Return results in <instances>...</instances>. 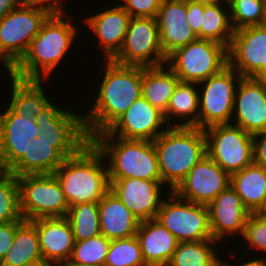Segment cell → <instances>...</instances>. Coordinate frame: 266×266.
Returning a JSON list of instances; mask_svg holds the SVG:
<instances>
[{
  "instance_id": "6da1fadb",
  "label": "cell",
  "mask_w": 266,
  "mask_h": 266,
  "mask_svg": "<svg viewBox=\"0 0 266 266\" xmlns=\"http://www.w3.org/2000/svg\"><path fill=\"white\" fill-rule=\"evenodd\" d=\"M106 66L101 83L95 88V103L83 114V125L89 141L107 131L141 96L142 66L104 61Z\"/></svg>"
},
{
  "instance_id": "7a4b0ae2",
  "label": "cell",
  "mask_w": 266,
  "mask_h": 266,
  "mask_svg": "<svg viewBox=\"0 0 266 266\" xmlns=\"http://www.w3.org/2000/svg\"><path fill=\"white\" fill-rule=\"evenodd\" d=\"M72 20V16L66 12L51 13L25 55L8 73L24 80L48 79L77 39L79 32Z\"/></svg>"
},
{
  "instance_id": "3957f363",
  "label": "cell",
  "mask_w": 266,
  "mask_h": 266,
  "mask_svg": "<svg viewBox=\"0 0 266 266\" xmlns=\"http://www.w3.org/2000/svg\"><path fill=\"white\" fill-rule=\"evenodd\" d=\"M105 164L103 154L89 141L57 168L53 174L60 182L69 207L101 201L110 190Z\"/></svg>"
},
{
  "instance_id": "277c9868",
  "label": "cell",
  "mask_w": 266,
  "mask_h": 266,
  "mask_svg": "<svg viewBox=\"0 0 266 266\" xmlns=\"http://www.w3.org/2000/svg\"><path fill=\"white\" fill-rule=\"evenodd\" d=\"M153 144L162 183L170 191L207 154L205 131L198 127H168Z\"/></svg>"
},
{
  "instance_id": "5b68a950",
  "label": "cell",
  "mask_w": 266,
  "mask_h": 266,
  "mask_svg": "<svg viewBox=\"0 0 266 266\" xmlns=\"http://www.w3.org/2000/svg\"><path fill=\"white\" fill-rule=\"evenodd\" d=\"M90 141L107 158L108 179L162 181L153 141L116 136H94Z\"/></svg>"
},
{
  "instance_id": "8992f818",
  "label": "cell",
  "mask_w": 266,
  "mask_h": 266,
  "mask_svg": "<svg viewBox=\"0 0 266 266\" xmlns=\"http://www.w3.org/2000/svg\"><path fill=\"white\" fill-rule=\"evenodd\" d=\"M51 12L32 0H23L0 20V62L9 72L25 55Z\"/></svg>"
},
{
  "instance_id": "52a82bcc",
  "label": "cell",
  "mask_w": 266,
  "mask_h": 266,
  "mask_svg": "<svg viewBox=\"0 0 266 266\" xmlns=\"http://www.w3.org/2000/svg\"><path fill=\"white\" fill-rule=\"evenodd\" d=\"M166 65L181 82L200 83L229 65L228 48L211 40L196 39L171 53Z\"/></svg>"
},
{
  "instance_id": "ba28073f",
  "label": "cell",
  "mask_w": 266,
  "mask_h": 266,
  "mask_svg": "<svg viewBox=\"0 0 266 266\" xmlns=\"http://www.w3.org/2000/svg\"><path fill=\"white\" fill-rule=\"evenodd\" d=\"M17 180L23 220L67 216L70 207L54 174L22 175Z\"/></svg>"
},
{
  "instance_id": "9c48e42d",
  "label": "cell",
  "mask_w": 266,
  "mask_h": 266,
  "mask_svg": "<svg viewBox=\"0 0 266 266\" xmlns=\"http://www.w3.org/2000/svg\"><path fill=\"white\" fill-rule=\"evenodd\" d=\"M241 77L228 65L218 74L198 83L200 90L198 128L231 124L236 89Z\"/></svg>"
},
{
  "instance_id": "30bf717a",
  "label": "cell",
  "mask_w": 266,
  "mask_h": 266,
  "mask_svg": "<svg viewBox=\"0 0 266 266\" xmlns=\"http://www.w3.org/2000/svg\"><path fill=\"white\" fill-rule=\"evenodd\" d=\"M207 155L229 175L253 163V135L233 124L204 129Z\"/></svg>"
},
{
  "instance_id": "8fae6325",
  "label": "cell",
  "mask_w": 266,
  "mask_h": 266,
  "mask_svg": "<svg viewBox=\"0 0 266 266\" xmlns=\"http://www.w3.org/2000/svg\"><path fill=\"white\" fill-rule=\"evenodd\" d=\"M169 192V199L163 198L156 219L179 242L214 240L210 230L208 207L183 200L173 191Z\"/></svg>"
},
{
  "instance_id": "7c38bea8",
  "label": "cell",
  "mask_w": 266,
  "mask_h": 266,
  "mask_svg": "<svg viewBox=\"0 0 266 266\" xmlns=\"http://www.w3.org/2000/svg\"><path fill=\"white\" fill-rule=\"evenodd\" d=\"M117 64L156 67L166 65L156 18H131L123 45L111 59Z\"/></svg>"
},
{
  "instance_id": "4fadbf2b",
  "label": "cell",
  "mask_w": 266,
  "mask_h": 266,
  "mask_svg": "<svg viewBox=\"0 0 266 266\" xmlns=\"http://www.w3.org/2000/svg\"><path fill=\"white\" fill-rule=\"evenodd\" d=\"M87 142L89 139H49L39 134L29 141L23 157L8 172L16 177L53 174Z\"/></svg>"
},
{
  "instance_id": "5bb4252c",
  "label": "cell",
  "mask_w": 266,
  "mask_h": 266,
  "mask_svg": "<svg viewBox=\"0 0 266 266\" xmlns=\"http://www.w3.org/2000/svg\"><path fill=\"white\" fill-rule=\"evenodd\" d=\"M168 127L164 113L141 95L107 131L95 136L154 141Z\"/></svg>"
},
{
  "instance_id": "9a60e30c",
  "label": "cell",
  "mask_w": 266,
  "mask_h": 266,
  "mask_svg": "<svg viewBox=\"0 0 266 266\" xmlns=\"http://www.w3.org/2000/svg\"><path fill=\"white\" fill-rule=\"evenodd\" d=\"M230 185V175L207 154L173 191L179 198L208 206Z\"/></svg>"
},
{
  "instance_id": "2e32d148",
  "label": "cell",
  "mask_w": 266,
  "mask_h": 266,
  "mask_svg": "<svg viewBox=\"0 0 266 266\" xmlns=\"http://www.w3.org/2000/svg\"><path fill=\"white\" fill-rule=\"evenodd\" d=\"M110 191L140 221L157 217L165 191L162 181L138 178L109 179ZM163 193V194H162Z\"/></svg>"
},
{
  "instance_id": "e0dca14e",
  "label": "cell",
  "mask_w": 266,
  "mask_h": 266,
  "mask_svg": "<svg viewBox=\"0 0 266 266\" xmlns=\"http://www.w3.org/2000/svg\"><path fill=\"white\" fill-rule=\"evenodd\" d=\"M231 124L255 135L266 131V83L241 77L236 89Z\"/></svg>"
},
{
  "instance_id": "ac0fdd59",
  "label": "cell",
  "mask_w": 266,
  "mask_h": 266,
  "mask_svg": "<svg viewBox=\"0 0 266 266\" xmlns=\"http://www.w3.org/2000/svg\"><path fill=\"white\" fill-rule=\"evenodd\" d=\"M0 114V170L9 171L24 155L29 141L41 134L35 118L15 114L9 107Z\"/></svg>"
},
{
  "instance_id": "d6986e66",
  "label": "cell",
  "mask_w": 266,
  "mask_h": 266,
  "mask_svg": "<svg viewBox=\"0 0 266 266\" xmlns=\"http://www.w3.org/2000/svg\"><path fill=\"white\" fill-rule=\"evenodd\" d=\"M228 58L229 65L242 77H253L262 65H266V26H249L234 31Z\"/></svg>"
},
{
  "instance_id": "ffe728a7",
  "label": "cell",
  "mask_w": 266,
  "mask_h": 266,
  "mask_svg": "<svg viewBox=\"0 0 266 266\" xmlns=\"http://www.w3.org/2000/svg\"><path fill=\"white\" fill-rule=\"evenodd\" d=\"M209 224L213 239L217 242L226 239V235H243L250 211L241 198L229 185L207 206Z\"/></svg>"
},
{
  "instance_id": "44dd1931",
  "label": "cell",
  "mask_w": 266,
  "mask_h": 266,
  "mask_svg": "<svg viewBox=\"0 0 266 266\" xmlns=\"http://www.w3.org/2000/svg\"><path fill=\"white\" fill-rule=\"evenodd\" d=\"M156 20L161 48L166 57L176 49L198 39L188 24L187 0H163Z\"/></svg>"
},
{
  "instance_id": "7402d4cb",
  "label": "cell",
  "mask_w": 266,
  "mask_h": 266,
  "mask_svg": "<svg viewBox=\"0 0 266 266\" xmlns=\"http://www.w3.org/2000/svg\"><path fill=\"white\" fill-rule=\"evenodd\" d=\"M36 226L43 261L56 265L70 260L75 245L67 217H44L31 220Z\"/></svg>"
},
{
  "instance_id": "603a6c76",
  "label": "cell",
  "mask_w": 266,
  "mask_h": 266,
  "mask_svg": "<svg viewBox=\"0 0 266 266\" xmlns=\"http://www.w3.org/2000/svg\"><path fill=\"white\" fill-rule=\"evenodd\" d=\"M84 19L83 23L97 36L104 59L111 60L123 45L131 16L121 5H115Z\"/></svg>"
},
{
  "instance_id": "cb8c5ba5",
  "label": "cell",
  "mask_w": 266,
  "mask_h": 266,
  "mask_svg": "<svg viewBox=\"0 0 266 266\" xmlns=\"http://www.w3.org/2000/svg\"><path fill=\"white\" fill-rule=\"evenodd\" d=\"M136 237L147 266L169 263L179 244L156 218L140 222Z\"/></svg>"
},
{
  "instance_id": "d4e9b609",
  "label": "cell",
  "mask_w": 266,
  "mask_h": 266,
  "mask_svg": "<svg viewBox=\"0 0 266 266\" xmlns=\"http://www.w3.org/2000/svg\"><path fill=\"white\" fill-rule=\"evenodd\" d=\"M101 234L107 239L136 236L140 221L110 190L98 203Z\"/></svg>"
},
{
  "instance_id": "484cf974",
  "label": "cell",
  "mask_w": 266,
  "mask_h": 266,
  "mask_svg": "<svg viewBox=\"0 0 266 266\" xmlns=\"http://www.w3.org/2000/svg\"><path fill=\"white\" fill-rule=\"evenodd\" d=\"M80 114V115H79ZM70 109H60L50 102L42 112L34 117L41 134L49 139H88L83 115Z\"/></svg>"
},
{
  "instance_id": "4316f807",
  "label": "cell",
  "mask_w": 266,
  "mask_h": 266,
  "mask_svg": "<svg viewBox=\"0 0 266 266\" xmlns=\"http://www.w3.org/2000/svg\"><path fill=\"white\" fill-rule=\"evenodd\" d=\"M198 88V83L180 81L177 84L164 113L165 121L169 127H198ZM175 118L182 121L175 122Z\"/></svg>"
},
{
  "instance_id": "83f0119b",
  "label": "cell",
  "mask_w": 266,
  "mask_h": 266,
  "mask_svg": "<svg viewBox=\"0 0 266 266\" xmlns=\"http://www.w3.org/2000/svg\"><path fill=\"white\" fill-rule=\"evenodd\" d=\"M36 226L27 220L16 221L12 247L2 259L1 266H30L42 262Z\"/></svg>"
},
{
  "instance_id": "f1b7e54d",
  "label": "cell",
  "mask_w": 266,
  "mask_h": 266,
  "mask_svg": "<svg viewBox=\"0 0 266 266\" xmlns=\"http://www.w3.org/2000/svg\"><path fill=\"white\" fill-rule=\"evenodd\" d=\"M12 89L9 108L17 115L37 117L50 103L42 85L43 80H24L10 75Z\"/></svg>"
},
{
  "instance_id": "f546056e",
  "label": "cell",
  "mask_w": 266,
  "mask_h": 266,
  "mask_svg": "<svg viewBox=\"0 0 266 266\" xmlns=\"http://www.w3.org/2000/svg\"><path fill=\"white\" fill-rule=\"evenodd\" d=\"M166 65L142 67L141 95L154 107L165 113L170 98L180 82Z\"/></svg>"
},
{
  "instance_id": "4dcf8cb0",
  "label": "cell",
  "mask_w": 266,
  "mask_h": 266,
  "mask_svg": "<svg viewBox=\"0 0 266 266\" xmlns=\"http://www.w3.org/2000/svg\"><path fill=\"white\" fill-rule=\"evenodd\" d=\"M230 186L250 213H255L266 199V169L251 163L230 175Z\"/></svg>"
},
{
  "instance_id": "1f68e13d",
  "label": "cell",
  "mask_w": 266,
  "mask_h": 266,
  "mask_svg": "<svg viewBox=\"0 0 266 266\" xmlns=\"http://www.w3.org/2000/svg\"><path fill=\"white\" fill-rule=\"evenodd\" d=\"M233 35L234 29L230 20L229 3L224 1L204 4L201 30L197 34L198 39L211 40L229 49Z\"/></svg>"
},
{
  "instance_id": "d6a6232c",
  "label": "cell",
  "mask_w": 266,
  "mask_h": 266,
  "mask_svg": "<svg viewBox=\"0 0 266 266\" xmlns=\"http://www.w3.org/2000/svg\"><path fill=\"white\" fill-rule=\"evenodd\" d=\"M213 243L219 242L216 240L179 242L169 264L171 266H214L220 256L217 255L218 251Z\"/></svg>"
},
{
  "instance_id": "836d02e7",
  "label": "cell",
  "mask_w": 266,
  "mask_h": 266,
  "mask_svg": "<svg viewBox=\"0 0 266 266\" xmlns=\"http://www.w3.org/2000/svg\"><path fill=\"white\" fill-rule=\"evenodd\" d=\"M66 217L71 224L75 242L101 234L98 203L72 205Z\"/></svg>"
},
{
  "instance_id": "e575fe53",
  "label": "cell",
  "mask_w": 266,
  "mask_h": 266,
  "mask_svg": "<svg viewBox=\"0 0 266 266\" xmlns=\"http://www.w3.org/2000/svg\"><path fill=\"white\" fill-rule=\"evenodd\" d=\"M21 220L17 177L8 171H0V224Z\"/></svg>"
},
{
  "instance_id": "d590c367",
  "label": "cell",
  "mask_w": 266,
  "mask_h": 266,
  "mask_svg": "<svg viewBox=\"0 0 266 266\" xmlns=\"http://www.w3.org/2000/svg\"><path fill=\"white\" fill-rule=\"evenodd\" d=\"M104 266H147L137 237L111 240Z\"/></svg>"
},
{
  "instance_id": "8d00e7d4",
  "label": "cell",
  "mask_w": 266,
  "mask_h": 266,
  "mask_svg": "<svg viewBox=\"0 0 266 266\" xmlns=\"http://www.w3.org/2000/svg\"><path fill=\"white\" fill-rule=\"evenodd\" d=\"M230 20L234 31L263 25L266 13L265 0H229Z\"/></svg>"
},
{
  "instance_id": "74e56055",
  "label": "cell",
  "mask_w": 266,
  "mask_h": 266,
  "mask_svg": "<svg viewBox=\"0 0 266 266\" xmlns=\"http://www.w3.org/2000/svg\"><path fill=\"white\" fill-rule=\"evenodd\" d=\"M110 239L100 234L96 237L75 242L70 260L87 266H104Z\"/></svg>"
},
{
  "instance_id": "f35d334b",
  "label": "cell",
  "mask_w": 266,
  "mask_h": 266,
  "mask_svg": "<svg viewBox=\"0 0 266 266\" xmlns=\"http://www.w3.org/2000/svg\"><path fill=\"white\" fill-rule=\"evenodd\" d=\"M242 237L256 252H266V220L250 213Z\"/></svg>"
},
{
  "instance_id": "ab89813d",
  "label": "cell",
  "mask_w": 266,
  "mask_h": 266,
  "mask_svg": "<svg viewBox=\"0 0 266 266\" xmlns=\"http://www.w3.org/2000/svg\"><path fill=\"white\" fill-rule=\"evenodd\" d=\"M131 18H156L163 0H120Z\"/></svg>"
},
{
  "instance_id": "60d3db41",
  "label": "cell",
  "mask_w": 266,
  "mask_h": 266,
  "mask_svg": "<svg viewBox=\"0 0 266 266\" xmlns=\"http://www.w3.org/2000/svg\"><path fill=\"white\" fill-rule=\"evenodd\" d=\"M15 232L16 222L0 224V263L8 250L12 247Z\"/></svg>"
},
{
  "instance_id": "b9f144b4",
  "label": "cell",
  "mask_w": 266,
  "mask_h": 266,
  "mask_svg": "<svg viewBox=\"0 0 266 266\" xmlns=\"http://www.w3.org/2000/svg\"><path fill=\"white\" fill-rule=\"evenodd\" d=\"M204 4L187 1V20L194 33L197 35L201 30Z\"/></svg>"
},
{
  "instance_id": "7bdbcfd3",
  "label": "cell",
  "mask_w": 266,
  "mask_h": 266,
  "mask_svg": "<svg viewBox=\"0 0 266 266\" xmlns=\"http://www.w3.org/2000/svg\"><path fill=\"white\" fill-rule=\"evenodd\" d=\"M253 163L266 169V131L253 135Z\"/></svg>"
},
{
  "instance_id": "ee69618b",
  "label": "cell",
  "mask_w": 266,
  "mask_h": 266,
  "mask_svg": "<svg viewBox=\"0 0 266 266\" xmlns=\"http://www.w3.org/2000/svg\"><path fill=\"white\" fill-rule=\"evenodd\" d=\"M41 7L47 8L51 13H65L63 1L66 0H32ZM63 3V4H62Z\"/></svg>"
},
{
  "instance_id": "f6af8a7d",
  "label": "cell",
  "mask_w": 266,
  "mask_h": 266,
  "mask_svg": "<svg viewBox=\"0 0 266 266\" xmlns=\"http://www.w3.org/2000/svg\"><path fill=\"white\" fill-rule=\"evenodd\" d=\"M23 0H0V20L14 10Z\"/></svg>"
},
{
  "instance_id": "bcb514c9",
  "label": "cell",
  "mask_w": 266,
  "mask_h": 266,
  "mask_svg": "<svg viewBox=\"0 0 266 266\" xmlns=\"http://www.w3.org/2000/svg\"><path fill=\"white\" fill-rule=\"evenodd\" d=\"M262 258L260 256H259V258H256V259L250 258V261L247 260V262L236 264V266H266V259H264L265 257H262ZM226 262L230 266H233L232 264H234V263L230 264V260H229V262H228V260Z\"/></svg>"
},
{
  "instance_id": "7dc6e473",
  "label": "cell",
  "mask_w": 266,
  "mask_h": 266,
  "mask_svg": "<svg viewBox=\"0 0 266 266\" xmlns=\"http://www.w3.org/2000/svg\"><path fill=\"white\" fill-rule=\"evenodd\" d=\"M252 78L266 83V65H262L261 69Z\"/></svg>"
},
{
  "instance_id": "c3c4849f",
  "label": "cell",
  "mask_w": 266,
  "mask_h": 266,
  "mask_svg": "<svg viewBox=\"0 0 266 266\" xmlns=\"http://www.w3.org/2000/svg\"><path fill=\"white\" fill-rule=\"evenodd\" d=\"M257 216L266 220V199L263 201L262 205L255 212Z\"/></svg>"
},
{
  "instance_id": "681fc988",
  "label": "cell",
  "mask_w": 266,
  "mask_h": 266,
  "mask_svg": "<svg viewBox=\"0 0 266 266\" xmlns=\"http://www.w3.org/2000/svg\"><path fill=\"white\" fill-rule=\"evenodd\" d=\"M193 3H200V4H215V3H219V2H223V0H187Z\"/></svg>"
},
{
  "instance_id": "f907efd6",
  "label": "cell",
  "mask_w": 266,
  "mask_h": 266,
  "mask_svg": "<svg viewBox=\"0 0 266 266\" xmlns=\"http://www.w3.org/2000/svg\"><path fill=\"white\" fill-rule=\"evenodd\" d=\"M54 266H87V265H81V264H77L72 262L71 260H67V261H63L58 263V265H54Z\"/></svg>"
},
{
  "instance_id": "816d5d0a",
  "label": "cell",
  "mask_w": 266,
  "mask_h": 266,
  "mask_svg": "<svg viewBox=\"0 0 266 266\" xmlns=\"http://www.w3.org/2000/svg\"><path fill=\"white\" fill-rule=\"evenodd\" d=\"M214 266H230L226 261L224 262V259L222 261V259H219Z\"/></svg>"
},
{
  "instance_id": "f5cc1de1",
  "label": "cell",
  "mask_w": 266,
  "mask_h": 266,
  "mask_svg": "<svg viewBox=\"0 0 266 266\" xmlns=\"http://www.w3.org/2000/svg\"><path fill=\"white\" fill-rule=\"evenodd\" d=\"M30 266H54V265L51 264V263H48V262L42 261V262H39V263L34 264V265H30Z\"/></svg>"
},
{
  "instance_id": "db71d44e",
  "label": "cell",
  "mask_w": 266,
  "mask_h": 266,
  "mask_svg": "<svg viewBox=\"0 0 266 266\" xmlns=\"http://www.w3.org/2000/svg\"><path fill=\"white\" fill-rule=\"evenodd\" d=\"M154 266H171V265L167 263V264H160V265H154Z\"/></svg>"
},
{
  "instance_id": "11a10c76",
  "label": "cell",
  "mask_w": 266,
  "mask_h": 266,
  "mask_svg": "<svg viewBox=\"0 0 266 266\" xmlns=\"http://www.w3.org/2000/svg\"><path fill=\"white\" fill-rule=\"evenodd\" d=\"M263 25L266 26V13H265V20H264Z\"/></svg>"
}]
</instances>
